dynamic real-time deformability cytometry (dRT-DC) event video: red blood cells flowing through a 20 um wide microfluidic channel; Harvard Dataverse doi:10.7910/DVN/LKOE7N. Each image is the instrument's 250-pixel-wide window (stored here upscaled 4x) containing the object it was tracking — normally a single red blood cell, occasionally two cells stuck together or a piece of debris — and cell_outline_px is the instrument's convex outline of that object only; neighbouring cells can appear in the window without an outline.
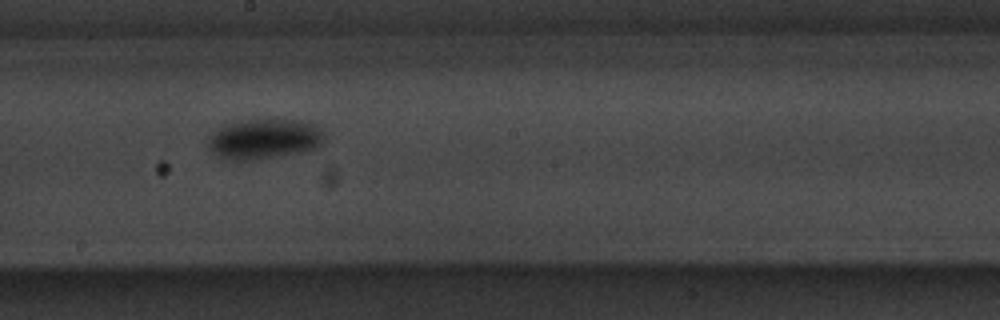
{"species": "common noctule bat (a hibernating species)", "species_latin": "Nyctalus noctula", "temperature_condition": "warm", "stored_images_in_passage": 7, "camera_frame_rate_fps": 3000, "um_per_image_px": 0.085, "animal": {"sex": "male", "body_mass_g": 20.1, "forearm_length_mm": 53.5}, "frame": {"image": 1, "passage_image": 7, "time_ms": 6.667, "image_size_px": [1000, 320], "cell_outline_px": [[324, 140], [316, 148], [304, 152], [252, 160], [232, 160], [220, 156], [212, 152], [208, 148], [208, 136], [212, 132], [224, 124], [244, 120], [300, 120], [316, 124], [320, 128], [324, 136]], "centroid_in_image_um": [22.45, 11.81], "position_along_channel_um": 225.7, "area_um2": 27.28}}